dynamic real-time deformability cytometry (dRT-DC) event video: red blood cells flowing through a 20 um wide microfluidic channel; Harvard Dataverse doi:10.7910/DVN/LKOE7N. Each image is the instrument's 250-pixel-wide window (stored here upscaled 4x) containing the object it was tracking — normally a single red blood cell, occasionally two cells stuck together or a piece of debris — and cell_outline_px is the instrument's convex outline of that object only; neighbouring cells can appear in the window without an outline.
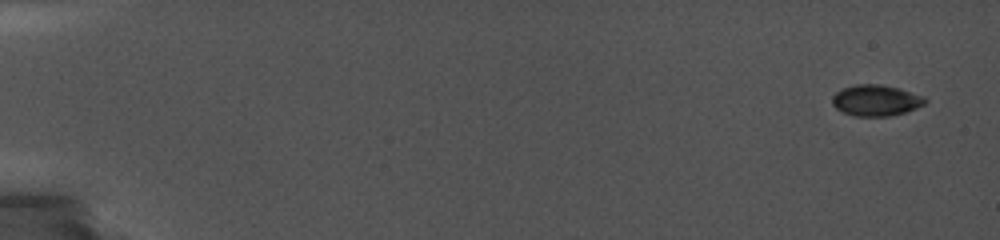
{"species": "common noctule bat (a hibernating species)", "species_latin": "Nyctalus noctula", "temperature_condition": "cold", "stored_images_in_passage": 40, "camera_frame_rate_fps": 5000, "um_per_image_px": 0.085, "animal": {"sex": "female", "body_mass_g": 19.0, "forearm_length_mm": 56.7}, "frame": {"image": 1, "passage_image": 1, "time_ms": 0.0, "image_size_px": [1000, 240], "cell_outline_px": [[928, 100], [924, 104], [916, 108], [904, 112], [888, 116], [856, 116], [844, 112], [836, 108], [832, 104], [832, 96], [836, 92], [844, 88], [856, 84], [880, 84], [900, 88], [924, 96]], "centroid_in_image_um": [74.47, 8.52], "position_along_channel_um": 10.5, "area_um2": 16.76}}
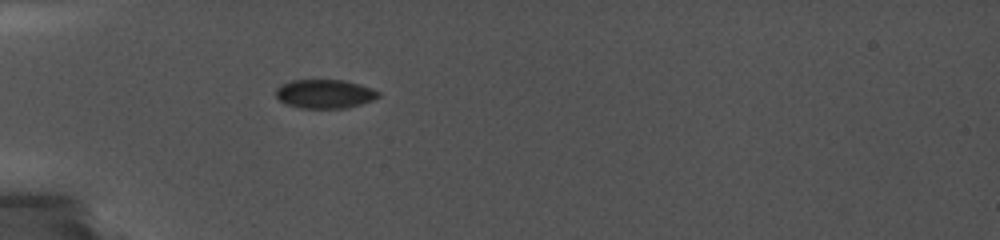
{"frame": {"image": 2, "passage_image": 36, "time_ms": 5.6, "image_size_px": [1000, 240], "cell_outline_px": [[380, 96], [372, 100], [360, 104], [344, 108], [300, 108], [288, 104], [280, 100], [276, 96], [276, 88], [280, 84], [292, 80], [344, 80], [360, 84], [372, 88], [380, 92]], "centroid_in_image_um": [27.6, 7.97], "position_along_channel_um": 57.4, "area_um2": 17.22}}